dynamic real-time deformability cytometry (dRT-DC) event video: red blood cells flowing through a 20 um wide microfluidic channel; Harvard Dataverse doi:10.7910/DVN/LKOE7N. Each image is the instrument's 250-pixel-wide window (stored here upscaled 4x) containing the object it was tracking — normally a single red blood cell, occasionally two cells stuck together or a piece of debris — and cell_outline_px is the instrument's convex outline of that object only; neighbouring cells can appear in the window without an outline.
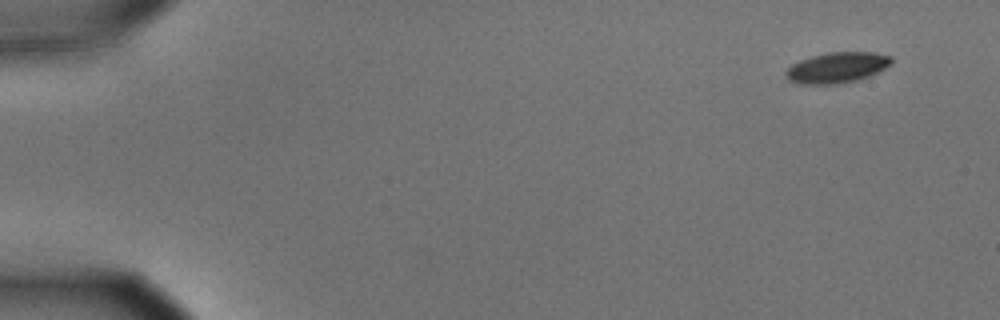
{"species": "common noctule bat (a hibernating species)", "species_latin": "Nyctalus noctula", "temperature_condition": "cold", "stored_images_in_passage": 54, "camera_frame_rate_fps": 3000, "um_per_image_px": 0.085, "animal": {"sex": "male", "body_mass_g": 15.6}, "frame": {"image": 1, "passage_image": 1, "time_ms": 0.0, "image_size_px": [1000, 320], "cell_outline_px": [[892, 64], [868, 76], [856, 80], [836, 84], [804, 84], [788, 80], [784, 76], [784, 72], [792, 64], [800, 60], [812, 56], [828, 52], [876, 52], [892, 56]], "centroid_in_image_um": [71.13, 5.73], "position_along_channel_um": 13.9, "area_um2": 18.84}}
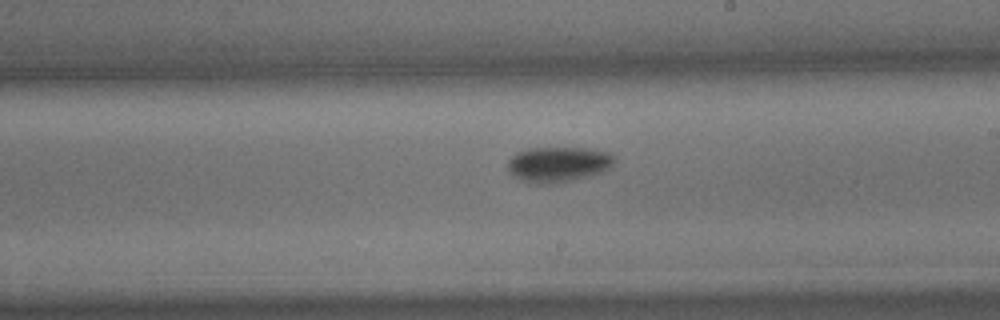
{"frame": {"image": 2, "passage_image": 31, "time_ms": 10.0, "image_size_px": [1000, 320], "cell_outline_px": [[616, 160], [612, 168], [604, 172], [592, 176], [556, 184], [528, 184], [512, 176], [508, 172], [508, 160], [516, 152], [528, 148], [588, 148], [608, 152], [616, 156]], "centroid_in_image_um": [47.47, 13.99], "position_along_channel_um": 241.5, "area_um2": 22.77}}
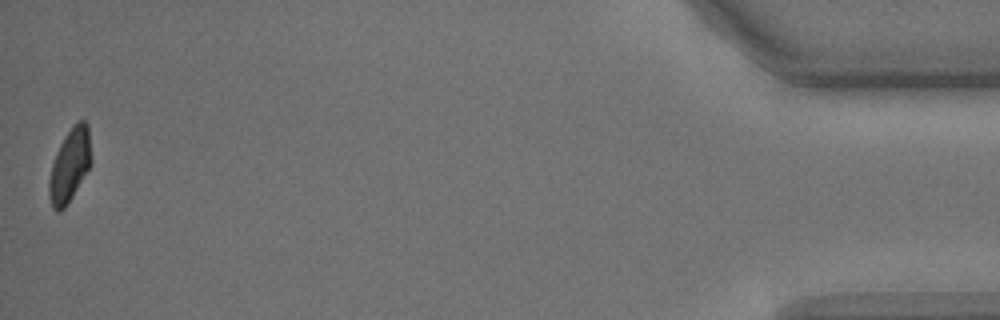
{"frame": {"image": 3, "passage_image": 54, "time_ms": 17.667, "image_size_px": [1000, 320], "cell_outline_px": [[92, 164], [72, 196], [64, 208], [60, 212], [56, 212], [52, 208], [48, 192], [48, 184], [52, 164], [56, 152], [64, 136], [80, 120], [84, 120], [88, 124], [92, 160]], "centroid_in_image_um": [5.93, 14.07], "position_along_channel_um": 429.3, "area_um2": 17.92}, "authors_computed_cell_mechanics": {"area_um2": 20.1144, "velocity_mm_per_s": 3.5486, "shape_relaxation_time_tau1_ms": 2.4385, "shape_relaxation_time_tau2_ms": null, "deformation_change_tau1": 0.0964, "deformation_change_tau2": null}}